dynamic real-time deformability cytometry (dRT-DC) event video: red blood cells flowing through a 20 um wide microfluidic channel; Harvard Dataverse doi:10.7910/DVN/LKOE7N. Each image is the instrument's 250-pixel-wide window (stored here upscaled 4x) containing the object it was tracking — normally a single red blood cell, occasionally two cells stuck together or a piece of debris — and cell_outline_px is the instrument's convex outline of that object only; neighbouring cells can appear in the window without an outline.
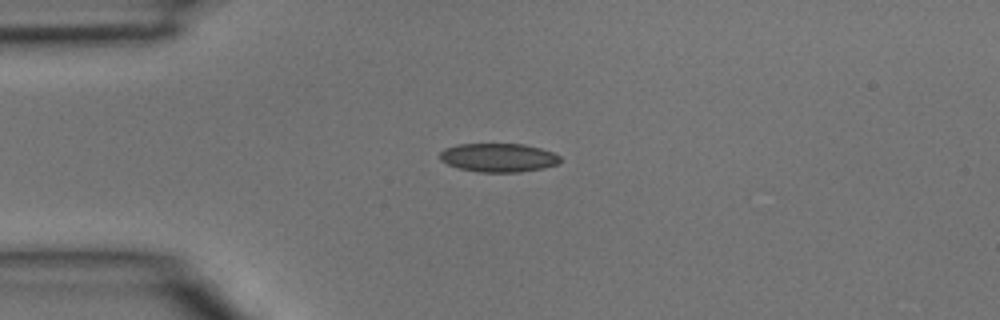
{"species": "common noctule bat (a hibernating species)", "species_latin": "Nyctalus noctula", "temperature_condition": "room temperature", "stored_images_in_passage": 3, "camera_frame_rate_fps": 3000, "um_per_image_px": 0.085, "animal": {"sex": "male", "body_mass_g": 15.6}, "frame": {"image": 1, "passage_image": 3, "time_ms": 0.667, "image_size_px": [1000, 320], "cell_outline_px": [[560, 160], [556, 164], [540, 168], [520, 172], [480, 172], [460, 168], [448, 164], [440, 160], [440, 152], [444, 148], [456, 144], [524, 144], [540, 148], [552, 152], [560, 156]], "centroid_in_image_um": [42.33, 13.39], "position_along_channel_um": 42.7, "area_um2": 19.94}}